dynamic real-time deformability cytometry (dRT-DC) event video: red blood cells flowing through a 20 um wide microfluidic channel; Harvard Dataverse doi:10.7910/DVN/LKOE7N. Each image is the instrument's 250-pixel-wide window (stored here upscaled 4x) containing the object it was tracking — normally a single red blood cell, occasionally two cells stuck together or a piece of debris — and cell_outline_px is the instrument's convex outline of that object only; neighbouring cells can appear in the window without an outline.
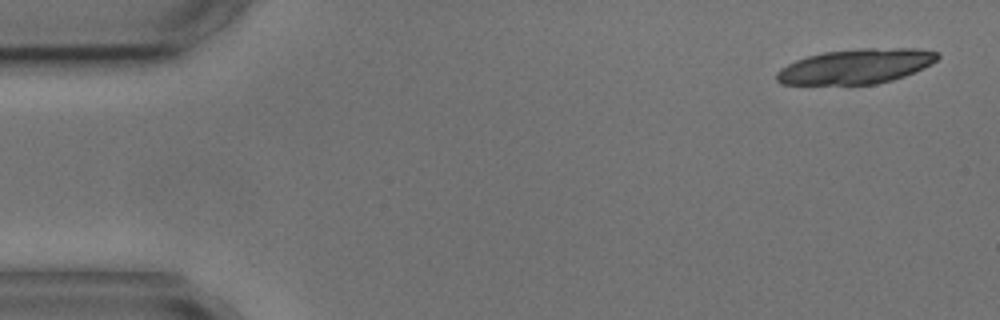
{"species": "common noctule bat (a hibernating species)", "species_latin": "Nyctalus noctula", "temperature_condition": "cold", "stored_images_in_passage": 5, "camera_frame_rate_fps": 3000, "um_per_image_px": 0.085, "animal": {"sex": "male", "body_mass_g": 17.9, "forearm_length_mm": 54.2}, "frame": {"image": 1, "passage_image": 1, "time_ms": 0.0, "image_size_px": [1000, 320], "cell_outline_px": [[940, 56], [932, 64], [924, 68], [904, 76], [892, 80], [876, 84], [780, 84], [776, 80], [776, 72], [780, 68], [796, 60], [808, 56], [824, 52], [860, 48], [916, 48], [940, 52]], "centroid_in_image_um": [72.78, 5.63], "position_along_channel_um": 12.2, "area_um2": 32.77}}